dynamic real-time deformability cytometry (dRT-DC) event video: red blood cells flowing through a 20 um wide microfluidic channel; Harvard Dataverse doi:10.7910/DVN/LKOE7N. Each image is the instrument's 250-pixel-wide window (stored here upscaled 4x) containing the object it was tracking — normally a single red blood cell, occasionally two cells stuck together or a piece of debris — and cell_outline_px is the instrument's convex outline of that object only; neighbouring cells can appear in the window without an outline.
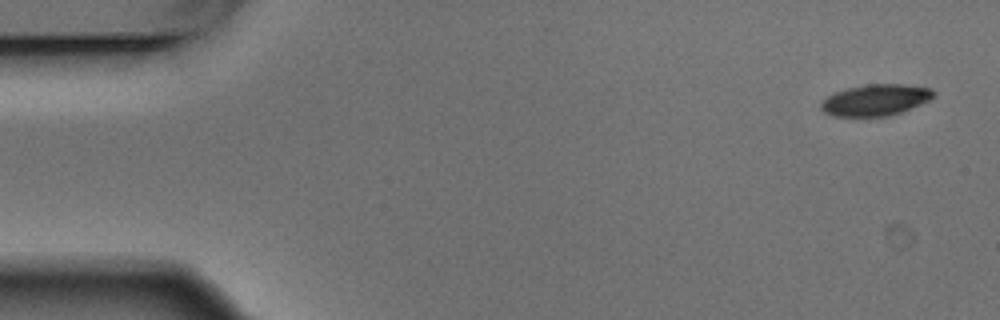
{"species": "Egyptian fruit bat (a non-hibernating species)", "species_latin": "Rousettus aegyptiacus", "temperature_condition": "warm", "stored_images_in_passage": 3, "camera_frame_rate_fps": 3000, "um_per_image_px": 0.085, "animal": {"sex": "male"}, "frame": {"image": 1, "passage_image": 1, "time_ms": 0.0, "image_size_px": [1000, 320], "cell_outline_px": [[936, 96], [920, 104], [900, 112], [888, 116], [836, 116], [824, 112], [820, 108], [820, 104], [828, 96], [836, 92], [848, 88], [868, 84], [904, 84], [932, 88], [936, 92]], "centroid_in_image_um": [74.45, 8.49], "position_along_channel_um": 10.5, "area_um2": 20.4}}